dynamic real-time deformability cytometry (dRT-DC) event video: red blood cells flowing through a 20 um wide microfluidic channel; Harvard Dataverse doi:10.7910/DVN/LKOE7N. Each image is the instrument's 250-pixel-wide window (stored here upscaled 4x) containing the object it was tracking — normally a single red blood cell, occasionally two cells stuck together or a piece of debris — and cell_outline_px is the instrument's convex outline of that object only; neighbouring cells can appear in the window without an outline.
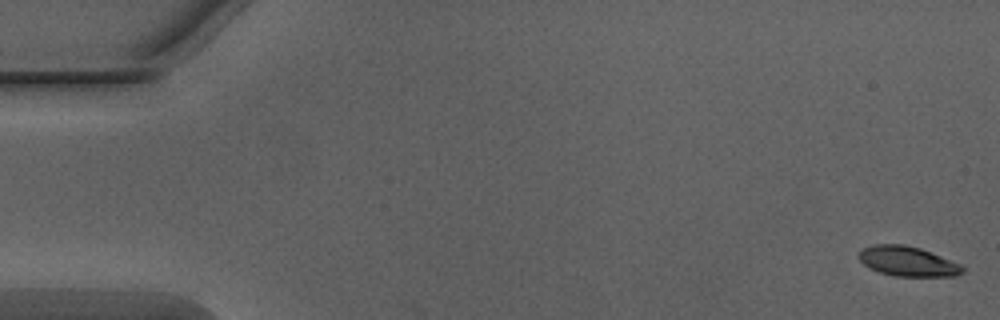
{"species": "Egyptian fruit bat (a non-hibernating species)", "species_latin": "Rousettus aegyptiacus", "temperature_condition": "warm", "stored_images_in_passage": 51, "camera_frame_rate_fps": 3000, "um_per_image_px": 0.085, "animal": {"sex": "male"}, "frame": {"image": 1, "passage_image": 1, "time_ms": 0.0, "image_size_px": [1000, 320], "cell_outline_px": [[964, 272], [956, 276], [896, 276], [880, 272], [868, 268], [856, 256], [864, 248], [876, 244], [904, 244], [920, 248], [960, 264], [964, 268]], "centroid_in_image_um": [77.14, 22.21], "position_along_channel_um": 7.9, "area_um2": 17.92}}
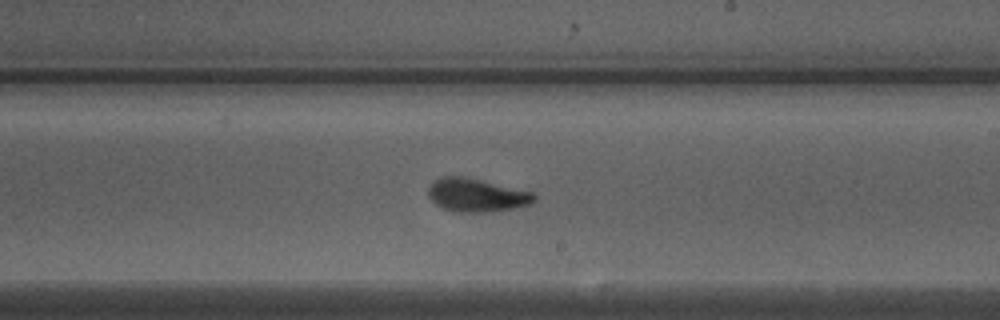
{"frame": {"image": 2, "passage_image": 30, "time_ms": 9.667, "image_size_px": [1000, 320], "cell_outline_px": [[536, 200], [532, 204], [492, 212], [452, 212], [436, 204], [428, 196], [428, 188], [432, 180], [444, 176], [464, 176], [536, 192]], "centroid_in_image_um": [40.53, 16.58], "position_along_channel_um": 248.5, "area_um2": 20.92}}
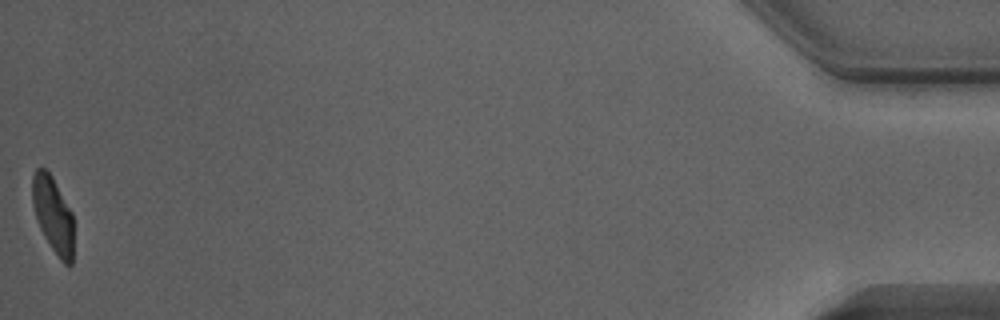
{"frame": {"image": 3, "passage_image": 51, "time_ms": 16.667, "image_size_px": [1000, 320], "cell_outline_px": [[72, 264], [68, 268], [60, 260], [44, 236], [40, 228], [32, 204], [32, 176], [36, 168], [44, 168], [52, 176], [72, 212]], "centroid_in_image_um": [4.5, 18.25], "position_along_channel_um": 430.7, "area_um2": 18.15}, "authors_computed_cell_mechanics": {"area_um2": 19.7676, "velocity_mm_per_s": 4.0477, "shape_relaxation_time_tau1_ms": 2.6093, "shape_relaxation_time_tau2_ms": 0.9229, "deformation_change_tau1": 0.1706, "deformation_change_tau2": 0.0725}}